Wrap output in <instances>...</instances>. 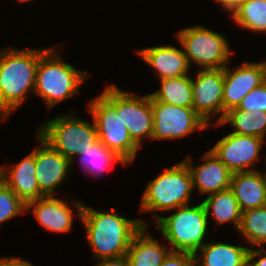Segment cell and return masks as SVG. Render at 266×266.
<instances>
[{
	"mask_svg": "<svg viewBox=\"0 0 266 266\" xmlns=\"http://www.w3.org/2000/svg\"><path fill=\"white\" fill-rule=\"evenodd\" d=\"M73 205L84 224L87 241L97 261L125 255L134 235L143 226H148L143 220L120 216L113 208L110 212L97 211L78 200H73Z\"/></svg>",
	"mask_w": 266,
	"mask_h": 266,
	"instance_id": "1",
	"label": "cell"
},
{
	"mask_svg": "<svg viewBox=\"0 0 266 266\" xmlns=\"http://www.w3.org/2000/svg\"><path fill=\"white\" fill-rule=\"evenodd\" d=\"M48 49L0 50V119L6 121L34 92L39 59Z\"/></svg>",
	"mask_w": 266,
	"mask_h": 266,
	"instance_id": "2",
	"label": "cell"
},
{
	"mask_svg": "<svg viewBox=\"0 0 266 266\" xmlns=\"http://www.w3.org/2000/svg\"><path fill=\"white\" fill-rule=\"evenodd\" d=\"M53 47H49L39 59L34 87V93L43 98L50 110L64 99L76 96L80 85L89 76L64 62Z\"/></svg>",
	"mask_w": 266,
	"mask_h": 266,
	"instance_id": "3",
	"label": "cell"
},
{
	"mask_svg": "<svg viewBox=\"0 0 266 266\" xmlns=\"http://www.w3.org/2000/svg\"><path fill=\"white\" fill-rule=\"evenodd\" d=\"M193 191L192 177L186 162L166 168L155 179L151 180L140 202L143 212H170L189 205Z\"/></svg>",
	"mask_w": 266,
	"mask_h": 266,
	"instance_id": "4",
	"label": "cell"
},
{
	"mask_svg": "<svg viewBox=\"0 0 266 266\" xmlns=\"http://www.w3.org/2000/svg\"><path fill=\"white\" fill-rule=\"evenodd\" d=\"M169 217L155 215L158 230L170 243L172 251L194 254L205 242L208 216L202 202L199 205H185L174 209Z\"/></svg>",
	"mask_w": 266,
	"mask_h": 266,
	"instance_id": "5",
	"label": "cell"
},
{
	"mask_svg": "<svg viewBox=\"0 0 266 266\" xmlns=\"http://www.w3.org/2000/svg\"><path fill=\"white\" fill-rule=\"evenodd\" d=\"M37 132L54 150L71 161V167L77 155L98 141L94 120L90 124L72 114L49 120Z\"/></svg>",
	"mask_w": 266,
	"mask_h": 266,
	"instance_id": "6",
	"label": "cell"
},
{
	"mask_svg": "<svg viewBox=\"0 0 266 266\" xmlns=\"http://www.w3.org/2000/svg\"><path fill=\"white\" fill-rule=\"evenodd\" d=\"M176 34L190 66L196 63L200 69H219L229 65L231 52L224 35L201 25L181 29Z\"/></svg>",
	"mask_w": 266,
	"mask_h": 266,
	"instance_id": "7",
	"label": "cell"
},
{
	"mask_svg": "<svg viewBox=\"0 0 266 266\" xmlns=\"http://www.w3.org/2000/svg\"><path fill=\"white\" fill-rule=\"evenodd\" d=\"M88 111L96 125L98 140L116 152L127 164L133 162L140 149L131 139L121 112L102 95L88 102Z\"/></svg>",
	"mask_w": 266,
	"mask_h": 266,
	"instance_id": "8",
	"label": "cell"
},
{
	"mask_svg": "<svg viewBox=\"0 0 266 266\" xmlns=\"http://www.w3.org/2000/svg\"><path fill=\"white\" fill-rule=\"evenodd\" d=\"M101 94L116 108L117 112H121V118L130 137L139 148L143 138L152 139L153 111L150 94L138 97L128 91H122L115 85L107 86Z\"/></svg>",
	"mask_w": 266,
	"mask_h": 266,
	"instance_id": "9",
	"label": "cell"
},
{
	"mask_svg": "<svg viewBox=\"0 0 266 266\" xmlns=\"http://www.w3.org/2000/svg\"><path fill=\"white\" fill-rule=\"evenodd\" d=\"M152 139H180L195 130L202 131L209 125L192 107L164 104L152 97Z\"/></svg>",
	"mask_w": 266,
	"mask_h": 266,
	"instance_id": "10",
	"label": "cell"
},
{
	"mask_svg": "<svg viewBox=\"0 0 266 266\" xmlns=\"http://www.w3.org/2000/svg\"><path fill=\"white\" fill-rule=\"evenodd\" d=\"M196 73L195 80L191 78L192 108L208 125L213 124L210 119L214 114L222 113L217 118L219 123L223 119L224 68L200 69Z\"/></svg>",
	"mask_w": 266,
	"mask_h": 266,
	"instance_id": "11",
	"label": "cell"
},
{
	"mask_svg": "<svg viewBox=\"0 0 266 266\" xmlns=\"http://www.w3.org/2000/svg\"><path fill=\"white\" fill-rule=\"evenodd\" d=\"M264 139L229 133L210 150L232 172L255 171V161L259 160Z\"/></svg>",
	"mask_w": 266,
	"mask_h": 266,
	"instance_id": "12",
	"label": "cell"
},
{
	"mask_svg": "<svg viewBox=\"0 0 266 266\" xmlns=\"http://www.w3.org/2000/svg\"><path fill=\"white\" fill-rule=\"evenodd\" d=\"M36 137L40 143V147L35 149V173L39 189L45 196H54L56 188L70 175L71 161L54 150L38 134Z\"/></svg>",
	"mask_w": 266,
	"mask_h": 266,
	"instance_id": "13",
	"label": "cell"
},
{
	"mask_svg": "<svg viewBox=\"0 0 266 266\" xmlns=\"http://www.w3.org/2000/svg\"><path fill=\"white\" fill-rule=\"evenodd\" d=\"M224 67L223 117L236 108L242 99L263 83V67L259 62L243 63L235 69Z\"/></svg>",
	"mask_w": 266,
	"mask_h": 266,
	"instance_id": "14",
	"label": "cell"
},
{
	"mask_svg": "<svg viewBox=\"0 0 266 266\" xmlns=\"http://www.w3.org/2000/svg\"><path fill=\"white\" fill-rule=\"evenodd\" d=\"M204 163L193 166L191 156L184 159L192 177L193 190L209 195L230 189L233 173L209 150L203 155ZM196 187V188H195Z\"/></svg>",
	"mask_w": 266,
	"mask_h": 266,
	"instance_id": "15",
	"label": "cell"
},
{
	"mask_svg": "<svg viewBox=\"0 0 266 266\" xmlns=\"http://www.w3.org/2000/svg\"><path fill=\"white\" fill-rule=\"evenodd\" d=\"M0 179L27 205L45 196L39 189L35 173V150L9 169L0 166Z\"/></svg>",
	"mask_w": 266,
	"mask_h": 266,
	"instance_id": "16",
	"label": "cell"
},
{
	"mask_svg": "<svg viewBox=\"0 0 266 266\" xmlns=\"http://www.w3.org/2000/svg\"><path fill=\"white\" fill-rule=\"evenodd\" d=\"M139 56L155 69L157 78H175L188 75L190 64L185 52L174 46L160 45L139 49Z\"/></svg>",
	"mask_w": 266,
	"mask_h": 266,
	"instance_id": "17",
	"label": "cell"
},
{
	"mask_svg": "<svg viewBox=\"0 0 266 266\" xmlns=\"http://www.w3.org/2000/svg\"><path fill=\"white\" fill-rule=\"evenodd\" d=\"M32 208V209H31ZM33 210L36 220L47 231L65 233L71 230L74 218L73 210L63 200L53 195L43 196L26 205V212Z\"/></svg>",
	"mask_w": 266,
	"mask_h": 266,
	"instance_id": "18",
	"label": "cell"
},
{
	"mask_svg": "<svg viewBox=\"0 0 266 266\" xmlns=\"http://www.w3.org/2000/svg\"><path fill=\"white\" fill-rule=\"evenodd\" d=\"M230 189L242 212L266 206V173L258 170L235 172Z\"/></svg>",
	"mask_w": 266,
	"mask_h": 266,
	"instance_id": "19",
	"label": "cell"
},
{
	"mask_svg": "<svg viewBox=\"0 0 266 266\" xmlns=\"http://www.w3.org/2000/svg\"><path fill=\"white\" fill-rule=\"evenodd\" d=\"M250 247L222 242L205 243L194 256L196 266H246Z\"/></svg>",
	"mask_w": 266,
	"mask_h": 266,
	"instance_id": "20",
	"label": "cell"
},
{
	"mask_svg": "<svg viewBox=\"0 0 266 266\" xmlns=\"http://www.w3.org/2000/svg\"><path fill=\"white\" fill-rule=\"evenodd\" d=\"M143 226L133 237L126 253L130 266H161L172 251L160 244Z\"/></svg>",
	"mask_w": 266,
	"mask_h": 266,
	"instance_id": "21",
	"label": "cell"
},
{
	"mask_svg": "<svg viewBox=\"0 0 266 266\" xmlns=\"http://www.w3.org/2000/svg\"><path fill=\"white\" fill-rule=\"evenodd\" d=\"M205 208L206 214L214 217L216 224L233 223L235 228L238 230L242 211L240 210L238 201L231 189L220 191L207 196V198L202 201Z\"/></svg>",
	"mask_w": 266,
	"mask_h": 266,
	"instance_id": "22",
	"label": "cell"
},
{
	"mask_svg": "<svg viewBox=\"0 0 266 266\" xmlns=\"http://www.w3.org/2000/svg\"><path fill=\"white\" fill-rule=\"evenodd\" d=\"M229 123L234 127L232 133L238 135L256 136L265 140L266 136V112L263 111H242L230 109L216 126Z\"/></svg>",
	"mask_w": 266,
	"mask_h": 266,
	"instance_id": "23",
	"label": "cell"
},
{
	"mask_svg": "<svg viewBox=\"0 0 266 266\" xmlns=\"http://www.w3.org/2000/svg\"><path fill=\"white\" fill-rule=\"evenodd\" d=\"M161 89L150 95L158 102L181 107H192V82L188 75L160 79Z\"/></svg>",
	"mask_w": 266,
	"mask_h": 266,
	"instance_id": "24",
	"label": "cell"
},
{
	"mask_svg": "<svg viewBox=\"0 0 266 266\" xmlns=\"http://www.w3.org/2000/svg\"><path fill=\"white\" fill-rule=\"evenodd\" d=\"M78 156H80V162L84 170H87L94 176H97L96 174H104L111 167V164L116 162L125 166L128 165L123 158L107 148L100 140L82 151Z\"/></svg>",
	"mask_w": 266,
	"mask_h": 266,
	"instance_id": "25",
	"label": "cell"
},
{
	"mask_svg": "<svg viewBox=\"0 0 266 266\" xmlns=\"http://www.w3.org/2000/svg\"><path fill=\"white\" fill-rule=\"evenodd\" d=\"M236 24L251 32H266V0H246L231 15Z\"/></svg>",
	"mask_w": 266,
	"mask_h": 266,
	"instance_id": "26",
	"label": "cell"
},
{
	"mask_svg": "<svg viewBox=\"0 0 266 266\" xmlns=\"http://www.w3.org/2000/svg\"><path fill=\"white\" fill-rule=\"evenodd\" d=\"M238 231L251 246L266 244V206L242 212Z\"/></svg>",
	"mask_w": 266,
	"mask_h": 266,
	"instance_id": "27",
	"label": "cell"
},
{
	"mask_svg": "<svg viewBox=\"0 0 266 266\" xmlns=\"http://www.w3.org/2000/svg\"><path fill=\"white\" fill-rule=\"evenodd\" d=\"M26 211V205L0 179V224Z\"/></svg>",
	"mask_w": 266,
	"mask_h": 266,
	"instance_id": "28",
	"label": "cell"
},
{
	"mask_svg": "<svg viewBox=\"0 0 266 266\" xmlns=\"http://www.w3.org/2000/svg\"><path fill=\"white\" fill-rule=\"evenodd\" d=\"M233 109L248 112L256 110L266 112V84L263 82L259 87L252 89Z\"/></svg>",
	"mask_w": 266,
	"mask_h": 266,
	"instance_id": "29",
	"label": "cell"
},
{
	"mask_svg": "<svg viewBox=\"0 0 266 266\" xmlns=\"http://www.w3.org/2000/svg\"><path fill=\"white\" fill-rule=\"evenodd\" d=\"M194 256L189 252L171 251L162 262L161 266H192Z\"/></svg>",
	"mask_w": 266,
	"mask_h": 266,
	"instance_id": "30",
	"label": "cell"
},
{
	"mask_svg": "<svg viewBox=\"0 0 266 266\" xmlns=\"http://www.w3.org/2000/svg\"><path fill=\"white\" fill-rule=\"evenodd\" d=\"M265 254V255H264ZM257 257H262L258 258ZM246 266H266V249L262 247V249H249L248 255H247V265Z\"/></svg>",
	"mask_w": 266,
	"mask_h": 266,
	"instance_id": "31",
	"label": "cell"
},
{
	"mask_svg": "<svg viewBox=\"0 0 266 266\" xmlns=\"http://www.w3.org/2000/svg\"><path fill=\"white\" fill-rule=\"evenodd\" d=\"M97 266H130L127 255L98 261Z\"/></svg>",
	"mask_w": 266,
	"mask_h": 266,
	"instance_id": "32",
	"label": "cell"
},
{
	"mask_svg": "<svg viewBox=\"0 0 266 266\" xmlns=\"http://www.w3.org/2000/svg\"><path fill=\"white\" fill-rule=\"evenodd\" d=\"M0 266H34L32 263L27 262V260H22L20 258L10 257H0Z\"/></svg>",
	"mask_w": 266,
	"mask_h": 266,
	"instance_id": "33",
	"label": "cell"
},
{
	"mask_svg": "<svg viewBox=\"0 0 266 266\" xmlns=\"http://www.w3.org/2000/svg\"><path fill=\"white\" fill-rule=\"evenodd\" d=\"M246 0H224V10L230 14V16L235 12V10Z\"/></svg>",
	"mask_w": 266,
	"mask_h": 266,
	"instance_id": "34",
	"label": "cell"
},
{
	"mask_svg": "<svg viewBox=\"0 0 266 266\" xmlns=\"http://www.w3.org/2000/svg\"><path fill=\"white\" fill-rule=\"evenodd\" d=\"M263 67V82L266 84V61L260 62Z\"/></svg>",
	"mask_w": 266,
	"mask_h": 266,
	"instance_id": "35",
	"label": "cell"
},
{
	"mask_svg": "<svg viewBox=\"0 0 266 266\" xmlns=\"http://www.w3.org/2000/svg\"><path fill=\"white\" fill-rule=\"evenodd\" d=\"M216 2H219V5H221V7L224 10V0H215Z\"/></svg>",
	"mask_w": 266,
	"mask_h": 266,
	"instance_id": "36",
	"label": "cell"
},
{
	"mask_svg": "<svg viewBox=\"0 0 266 266\" xmlns=\"http://www.w3.org/2000/svg\"><path fill=\"white\" fill-rule=\"evenodd\" d=\"M18 1H19V2H24V1L26 2V1H29V0H18Z\"/></svg>",
	"mask_w": 266,
	"mask_h": 266,
	"instance_id": "37",
	"label": "cell"
}]
</instances>
